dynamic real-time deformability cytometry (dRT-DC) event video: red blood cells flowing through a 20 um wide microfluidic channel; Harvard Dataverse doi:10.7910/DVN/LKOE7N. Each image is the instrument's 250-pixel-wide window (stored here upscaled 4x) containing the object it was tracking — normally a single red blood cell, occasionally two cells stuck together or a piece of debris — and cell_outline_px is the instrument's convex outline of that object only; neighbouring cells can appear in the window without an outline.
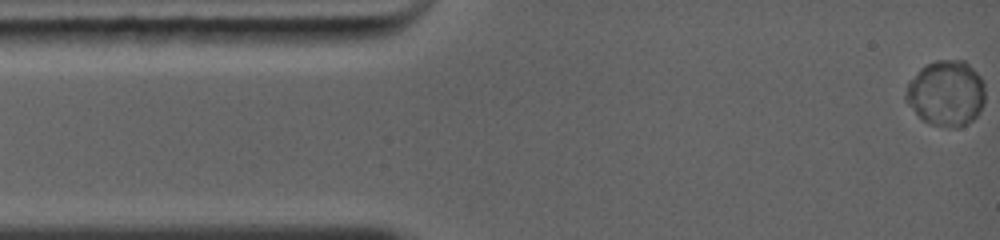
{"species": "common noctule bat (a hibernating species)", "species_latin": "Nyctalus noctula", "temperature_condition": "warm", "stored_images_in_passage": 49, "camera_frame_rate_fps": 5000, "um_per_image_px": 0.085, "animal": {"sex": "female", "body_mass_g": 19.0, "forearm_length_mm": 56.7}, "frame": {"image": 1, "passage_image": 1, "time_ms": 0.0, "image_size_px": [1000, 240], "cell_outline_px": [[984, 104], [980, 112], [972, 120], [956, 128], [948, 128], [928, 124], [904, 100], [904, 96], [908, 84], [920, 68], [924, 64], [936, 60], [964, 60], [980, 76], [984, 84]], "centroid_in_image_um": [80.42, 7.93], "position_along_channel_um": 4.6, "area_um2": 30.4}}
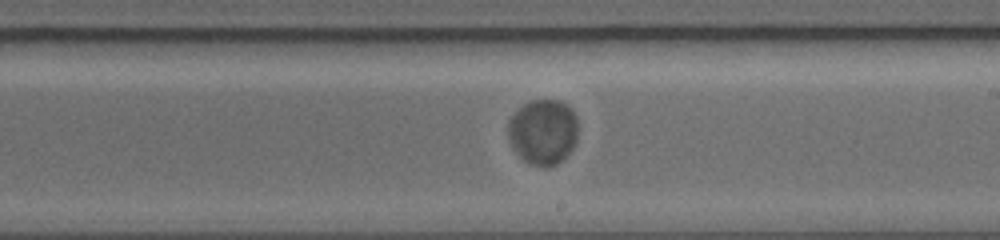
{"frame": {"image": 2, "passage_image": 22, "time_ms": 7.6, "image_size_px": [1000, 240], "cell_outline_px": [[576, 144], [556, 164], [548, 168], [544, 168], [532, 164], [524, 160], [512, 148], [508, 136], [508, 120], [524, 104], [532, 100], [560, 100], [568, 104], [572, 108], [576, 116]], "centroid_in_image_um": [46.16, 11.2], "position_along_channel_um": 242.8, "area_um2": 26.65}}
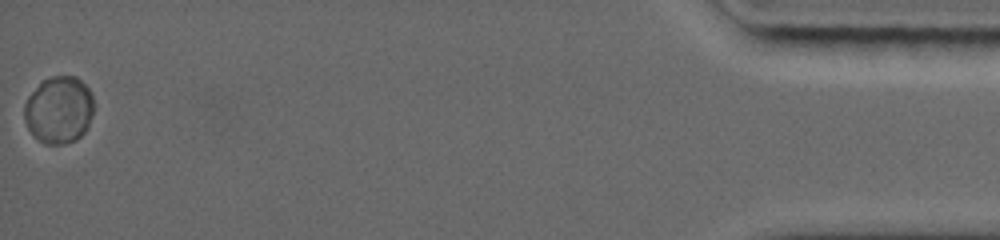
{"frame": {"image": 3, "passage_image": 49, "time_ms": 15.2, "image_size_px": [1000, 240], "cell_outline_px": [[92, 116], [88, 128], [76, 140], [64, 144], [44, 144], [32, 136], [24, 120], [24, 104], [28, 96], [40, 80], [52, 76], [76, 76], [92, 92]], "centroid_in_image_um": [4.98, 9.34], "position_along_channel_um": 430.2, "area_um2": 27.63}, "authors_computed_cell_mechanics": {"area_um2": 27.2238, "velocity_mm_per_s": 4.1882, "shape_relaxation_time_tau1_ms": 2.488, "shape_relaxation_time_tau2_ms": null, "deformation_change_tau1": 0.0115, "deformation_change_tau2": null}}